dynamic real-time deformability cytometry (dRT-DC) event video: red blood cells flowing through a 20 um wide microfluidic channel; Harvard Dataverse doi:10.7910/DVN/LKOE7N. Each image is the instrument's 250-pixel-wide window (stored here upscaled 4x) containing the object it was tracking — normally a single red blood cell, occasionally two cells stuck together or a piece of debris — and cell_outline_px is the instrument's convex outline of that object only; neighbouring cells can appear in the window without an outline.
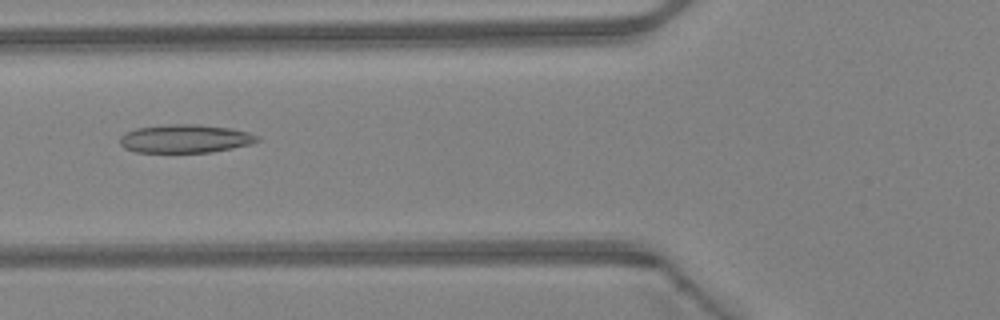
{"species": "Egyptian fruit bat (a non-hibernating species)", "species_latin": "Rousettus aegyptiacus", "temperature_condition": "warm", "stored_images_in_passage": 39, "camera_frame_rate_fps": 3000, "um_per_image_px": 0.085, "animal": {"sex": "female"}, "frame": {"image": 1, "passage_image": 10, "time_ms": 3.0, "image_size_px": [1000, 320], "cell_outline_px": [[260, 140], [248, 144], [232, 148], [212, 152], [136, 152], [124, 148], [120, 144], [120, 136], [124, 132], [136, 128], [172, 124], [200, 124], [232, 128], [248, 132], [256, 136]], "centroid_in_image_um": [15.7, 11.78], "position_along_channel_um": 110.1, "area_um2": 22.66}}
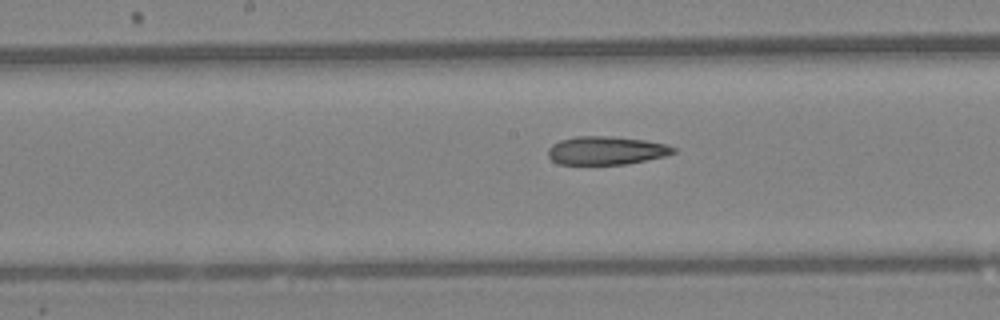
{"frame": {"image": 2, "passage_image": 16, "time_ms": 5.0, "image_size_px": [1000, 320], "cell_outline_px": [[676, 152], [664, 156], [628, 164], [560, 164], [552, 160], [548, 156], [548, 148], [552, 144], [560, 140], [576, 136], [608, 136], [644, 140], [664, 144], [676, 148]], "centroid_in_image_um": [51.5, 12.79], "position_along_channel_um": 196.7, "area_um2": 20.58}}
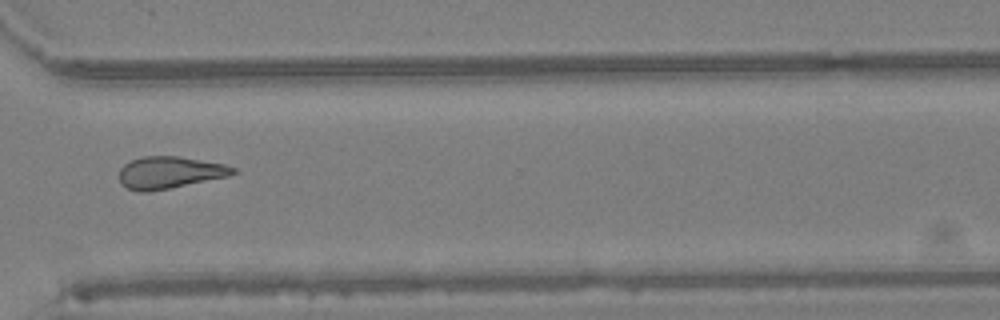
{"frame": {"image": 3, "passage_image": 27, "time_ms": 8.667, "image_size_px": [1000, 320], "cell_outline_px": [[240, 172], [228, 176], [148, 192], [140, 192], [128, 188], [120, 184], [120, 168], [124, 164], [132, 160], [144, 156], [176, 156], [224, 164], [236, 168]], "centroid_in_image_um": [14.42, 14.66], "position_along_channel_um": 356.2, "area_um2": 21.04}}